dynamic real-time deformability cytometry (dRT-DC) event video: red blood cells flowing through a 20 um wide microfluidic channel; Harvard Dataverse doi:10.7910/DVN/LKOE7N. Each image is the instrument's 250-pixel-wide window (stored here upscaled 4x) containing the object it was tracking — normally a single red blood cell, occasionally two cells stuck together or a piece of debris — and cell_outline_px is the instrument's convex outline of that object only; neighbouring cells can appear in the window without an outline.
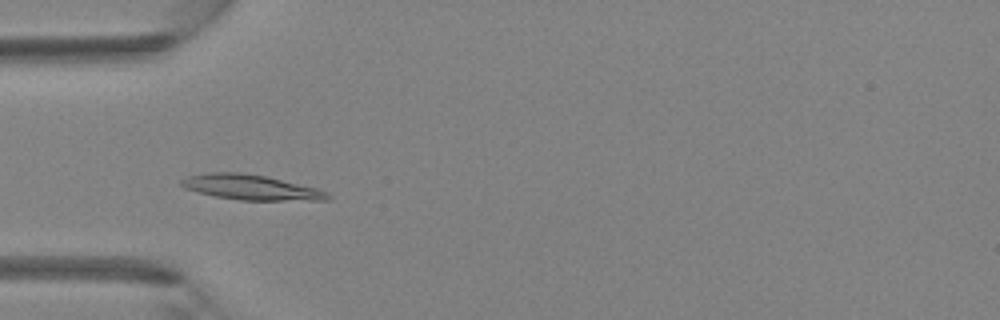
{"species": "Egyptian fruit bat (a non-hibernating species)", "species_latin": "Rousettus aegyptiacus", "temperature_condition": "room temperature", "stored_images_in_passage": 5, "camera_frame_rate_fps": 3000, "um_per_image_px": 0.085, "animal": {"sex": "female"}, "frame": {"image": 1, "passage_image": 4, "time_ms": 1.0, "image_size_px": [1000, 320], "cell_outline_px": [[332, 196], [328, 200], [240, 200], [216, 196], [184, 188], [180, 184], [180, 180], [188, 176], [208, 172], [240, 172], [264, 176], [316, 188], [328, 192]], "centroid_in_image_um": [21.32, 15.92], "position_along_channel_um": 63.7, "area_um2": 21.15}}
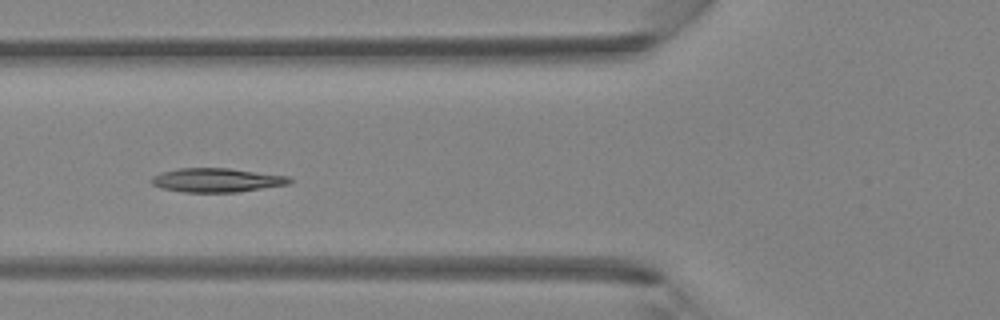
{"frame": {"image": 2, "passage_image": 5, "time_ms": 1.333, "image_size_px": [1000, 320], "cell_outline_px": [[292, 180], [288, 184], [236, 192], [184, 192], [160, 188], [152, 184], [148, 180], [152, 176], [160, 172], [176, 168], [228, 168], [288, 176]], "centroid_in_image_um": [18.33, 15.3], "position_along_channel_um": 107.5, "area_um2": 19.31}}